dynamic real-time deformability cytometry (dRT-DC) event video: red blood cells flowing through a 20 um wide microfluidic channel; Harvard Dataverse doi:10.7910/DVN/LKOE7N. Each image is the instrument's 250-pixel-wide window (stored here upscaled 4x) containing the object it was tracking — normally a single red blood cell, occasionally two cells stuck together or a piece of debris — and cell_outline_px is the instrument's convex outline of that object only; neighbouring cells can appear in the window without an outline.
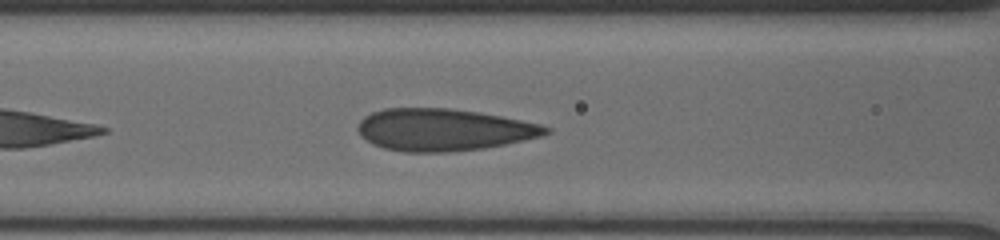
{"species": "human", "species_latin": "Homo sapiens", "temperature_condition": "cold", "stored_images_in_passage": 22, "camera_frame_rate_fps": 3000, "um_per_image_px": 0.085, "donor": {"sex": "male"}, "frame": {"image": 1, "passage_image": 6, "time_ms": 3.0, "image_size_px": [1000, 240], "cell_outline_px": [[552, 132], [540, 136], [524, 140], [484, 148], [448, 152], [404, 152], [384, 148], [372, 144], [360, 136], [356, 128], [360, 120], [364, 116], [372, 112], [384, 108], [448, 108], [476, 112], [500, 116], [540, 124], [552, 128]], "centroid_in_image_um": [37.66, 11.03], "position_along_channel_um": 128.9, "area_um2": 46.12}}
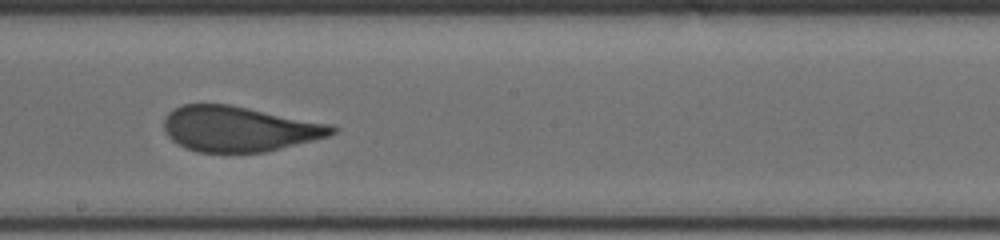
{"frame": {"image": 2, "passage_image": 13, "time_ms": 5.667, "image_size_px": [1000, 240], "cell_outline_px": [[336, 132], [328, 136], [264, 152], [196, 152], [184, 148], [176, 144], [164, 132], [164, 120], [168, 112], [172, 108], [184, 104], [228, 104], [332, 124], [336, 128]], "centroid_in_image_um": [20.26, 10.95], "position_along_channel_um": 227.9, "area_um2": 44.33}}
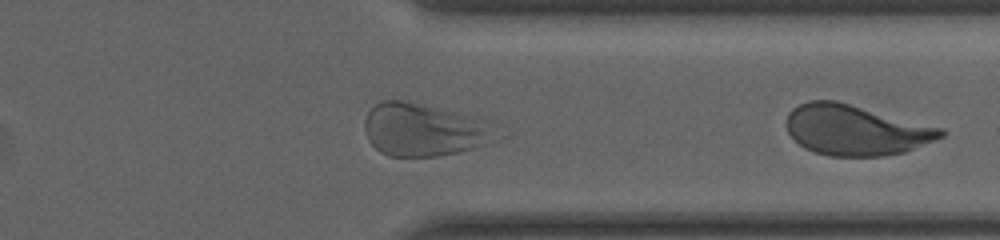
{"frame": {"image": 3, "passage_image": 22, "time_ms": 8.667, "image_size_px": [1000, 240], "cell_outline_px": [[944, 136], [904, 152], [884, 156], [828, 156], [804, 148], [788, 132], [788, 112], [792, 108], [808, 100], [836, 100], [944, 128]], "centroid_in_image_um": [72.74, 11.05], "position_along_channel_um": 338.7, "area_um2": 45.14}}